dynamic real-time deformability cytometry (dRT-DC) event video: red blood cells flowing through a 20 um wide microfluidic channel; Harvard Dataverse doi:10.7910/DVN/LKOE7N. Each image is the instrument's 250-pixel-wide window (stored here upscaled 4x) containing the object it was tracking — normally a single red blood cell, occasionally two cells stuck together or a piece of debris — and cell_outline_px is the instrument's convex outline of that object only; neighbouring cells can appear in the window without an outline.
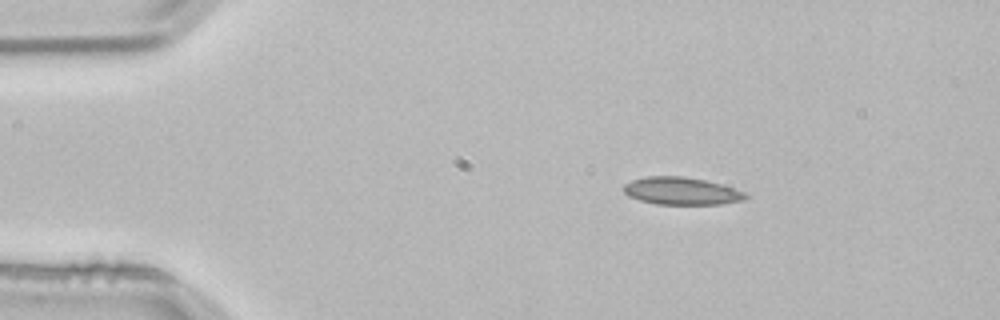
{"species": "common noctule bat (a hibernating species)", "species_latin": "Nyctalus noctula", "temperature_condition": "room temperature", "stored_images_in_passage": 2, "camera_frame_rate_fps": 3000, "um_per_image_px": 0.085, "animal": {"sex": "male", "body_mass_g": 21.5, "forearm_length_mm": 52.0}, "frame": {"image": 1, "passage_image": 1, "time_ms": 0.0, "image_size_px": [1000, 320], "cell_outline_px": [[748, 196], [744, 200], [720, 204], [656, 204], [640, 200], [628, 196], [624, 192], [624, 184], [632, 180], [644, 176], [684, 176], [704, 180], [720, 184], [744, 192]], "centroid_in_image_um": [57.89, 16.23], "position_along_channel_um": 27.1, "area_um2": 19.42}}